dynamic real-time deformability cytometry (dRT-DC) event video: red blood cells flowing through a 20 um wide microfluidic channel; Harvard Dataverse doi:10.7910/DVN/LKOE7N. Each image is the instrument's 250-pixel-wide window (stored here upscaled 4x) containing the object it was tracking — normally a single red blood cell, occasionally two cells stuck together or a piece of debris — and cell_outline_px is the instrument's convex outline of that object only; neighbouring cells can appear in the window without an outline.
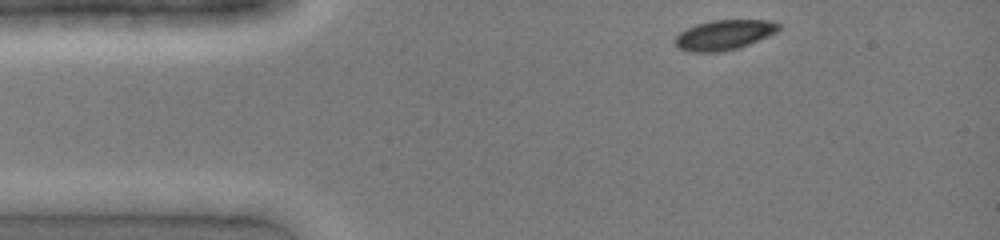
{"species": "common noctule bat (a hibernating species)", "species_latin": "Nyctalus noctula", "temperature_condition": "cold", "stored_images_in_passage": 26, "camera_frame_rate_fps": 3000, "um_per_image_px": 0.085, "animal": {"sex": "female", "body_mass_g": 19.0, "forearm_length_mm": 51.5}, "frame": {"image": 1, "passage_image": 1, "time_ms": 0.0, "image_size_px": [1000, 240], "cell_outline_px": [[780, 28], [776, 32], [768, 36], [740, 48], [720, 52], [688, 52], [676, 48], [676, 36], [680, 32], [696, 24], [712, 20], [772, 20], [780, 24]], "centroid_in_image_um": [61.55, 2.97], "position_along_channel_um": 23.4, "area_um2": 18.21}}
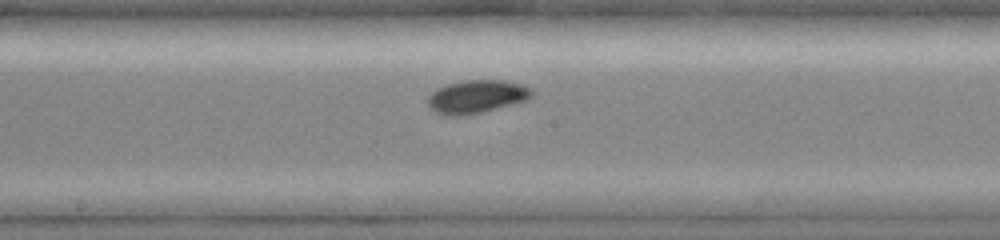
{"frame": {"image": 2, "passage_image": 17, "time_ms": 5.333, "image_size_px": [1000, 240], "cell_outline_px": [[532, 96], [528, 100], [464, 116], [448, 116], [436, 112], [428, 104], [428, 96], [432, 92], [448, 84], [464, 80], [504, 80], [524, 84], [532, 92]], "centroid_in_image_um": [40.53, 8.21], "position_along_channel_um": 207.7, "area_um2": 19.88}}
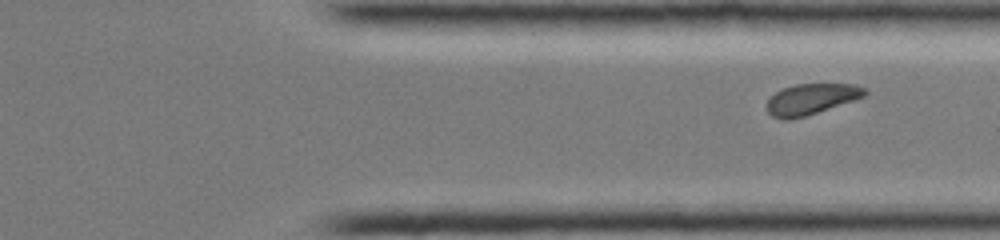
{"frame": {"image": 3, "passage_image": 26, "time_ms": 8.333, "image_size_px": [1000, 240], "cell_outline_px": [[868, 92], [864, 96], [804, 116], [788, 120], [784, 120], [772, 116], [768, 112], [768, 100], [776, 92], [784, 88], [796, 84], [852, 84], [868, 88]], "centroid_in_image_um": [68.96, 8.41], "position_along_channel_um": 342.4, "area_um2": 17.17}}